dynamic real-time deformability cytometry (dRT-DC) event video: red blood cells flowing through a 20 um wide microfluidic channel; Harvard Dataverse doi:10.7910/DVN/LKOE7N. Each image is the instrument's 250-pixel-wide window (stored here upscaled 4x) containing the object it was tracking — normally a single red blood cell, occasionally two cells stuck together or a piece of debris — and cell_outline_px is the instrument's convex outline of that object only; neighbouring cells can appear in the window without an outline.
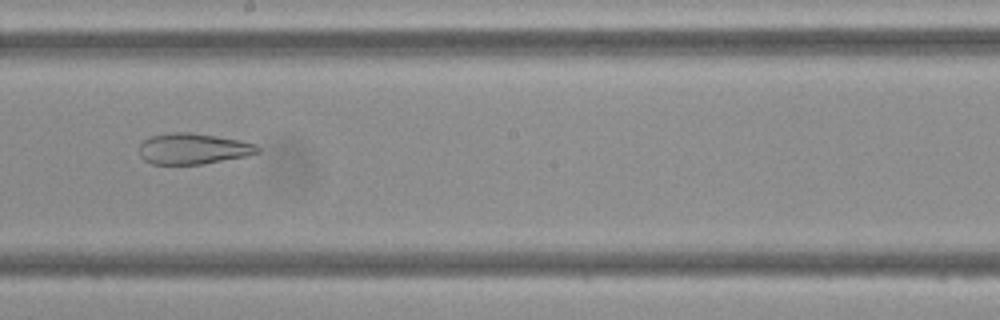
{"species": "Egyptian fruit bat (a non-hibernating species)", "species_latin": "Rousettus aegyptiacus", "temperature_condition": "cold", "stored_images_in_passage": 37, "camera_frame_rate_fps": 3000, "um_per_image_px": 0.085, "frame": {"image": 1, "passage_image": 16, "time_ms": 5.0, "image_size_px": [1000, 320], "cell_outline_px": [[260, 152], [248, 156], [204, 164], [152, 164], [144, 160], [140, 156], [140, 144], [144, 140], [152, 136], [172, 132], [188, 132], [216, 136], [240, 140], [256, 144], [260, 148]], "centroid_in_image_um": [16.45, 12.65], "position_along_channel_um": 231.8, "area_um2": 21.39}}
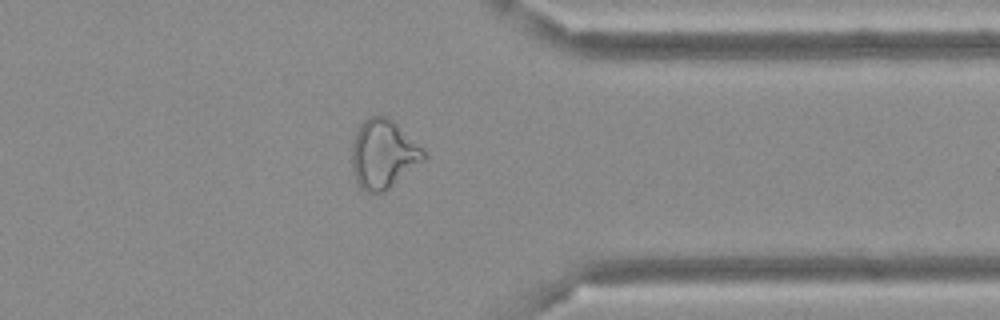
{"frame": {"image": 2, "passage_image": 27, "time_ms": 8.667, "image_size_px": [1000, 320], "cell_outline_px": [[428, 156], [424, 160], [384, 192], [368, 192], [360, 188], [356, 180], [352, 164], [352, 144], [356, 132], [360, 124], [368, 116], [388, 116], [428, 152]], "centroid_in_image_um": [32.6, 13.08], "position_along_channel_um": 378.8, "area_um2": 28.78}}